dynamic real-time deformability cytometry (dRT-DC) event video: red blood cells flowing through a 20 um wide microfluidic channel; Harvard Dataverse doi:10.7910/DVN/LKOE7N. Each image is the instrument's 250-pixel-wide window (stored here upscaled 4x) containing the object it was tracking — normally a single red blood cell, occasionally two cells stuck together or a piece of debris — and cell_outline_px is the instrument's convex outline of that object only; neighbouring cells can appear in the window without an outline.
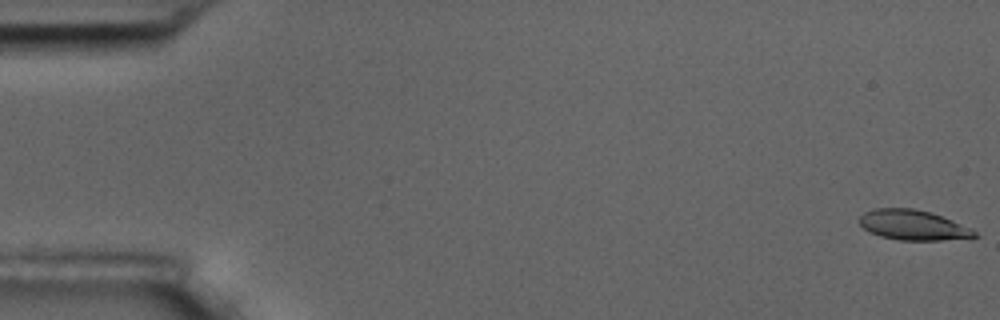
{"species": "common noctule bat (a hibernating species)", "species_latin": "Nyctalus noctula", "temperature_condition": "room temperature", "stored_images_in_passage": 56, "camera_frame_rate_fps": 3000, "um_per_image_px": 0.085, "animal": {"sex": "male", "body_mass_g": 17.5, "forearm_length_mm": 52.3}, "frame": {"image": 1, "passage_image": 1, "time_ms": 0.0, "image_size_px": [1000, 320], "cell_outline_px": [[980, 236], [940, 240], [900, 240], [880, 236], [864, 228], [860, 224], [860, 216], [864, 212], [872, 208], [912, 208], [932, 212], [972, 228]], "centroid_in_image_um": [77.62, 19.12], "position_along_channel_um": 7.4, "area_um2": 20.11}}
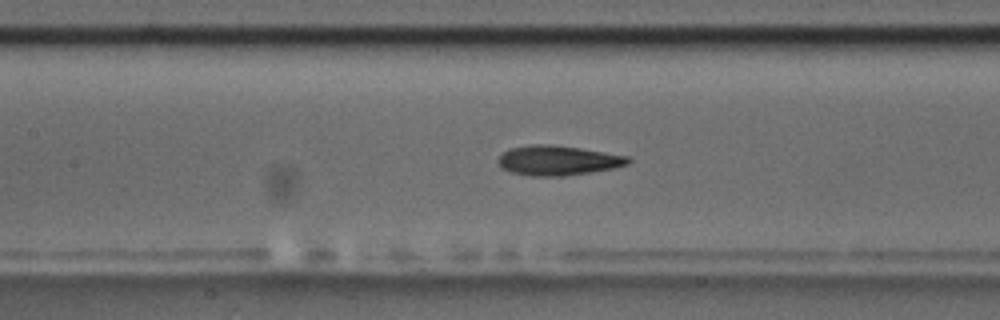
{"frame": {"image": 2, "passage_image": 26, "time_ms": 8.333, "image_size_px": [1000, 320], "cell_outline_px": [[632, 160], [628, 164], [612, 168], [564, 176], [532, 176], [512, 172], [500, 168], [496, 160], [508, 148], [532, 144], [552, 144], [580, 148], [628, 156]], "centroid_in_image_um": [47.37, 13.63], "position_along_channel_um": 160.0, "area_um2": 22.54}}
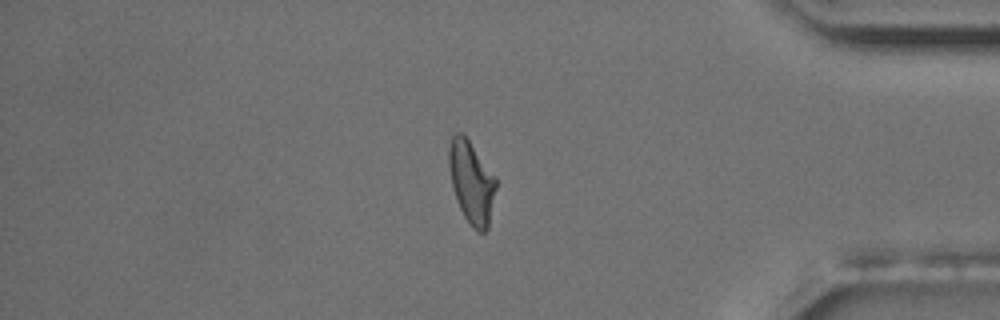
{"frame": {"image": 3, "passage_image": 48, "time_ms": 15.667, "image_size_px": [1000, 320], "cell_outline_px": [[496, 188], [488, 228], [484, 232], [476, 232], [472, 228], [464, 216], [456, 200], [452, 184], [448, 164], [448, 148], [452, 136], [456, 132], [460, 132], [468, 140], [496, 176]], "centroid_in_image_um": [40.07, 15.5], "position_along_channel_um": 395.1, "area_um2": 22.54}, "authors_computed_cell_mechanics": {"area_um2": 21.9062, "velocity_mm_per_s": 3.6043, "shape_relaxation_time_tau1_ms": 3.8782, "shape_relaxation_time_tau2_ms": 1.8036, "deformation_change_tau1": 0.1734, "deformation_change_tau2": 0.1014}}